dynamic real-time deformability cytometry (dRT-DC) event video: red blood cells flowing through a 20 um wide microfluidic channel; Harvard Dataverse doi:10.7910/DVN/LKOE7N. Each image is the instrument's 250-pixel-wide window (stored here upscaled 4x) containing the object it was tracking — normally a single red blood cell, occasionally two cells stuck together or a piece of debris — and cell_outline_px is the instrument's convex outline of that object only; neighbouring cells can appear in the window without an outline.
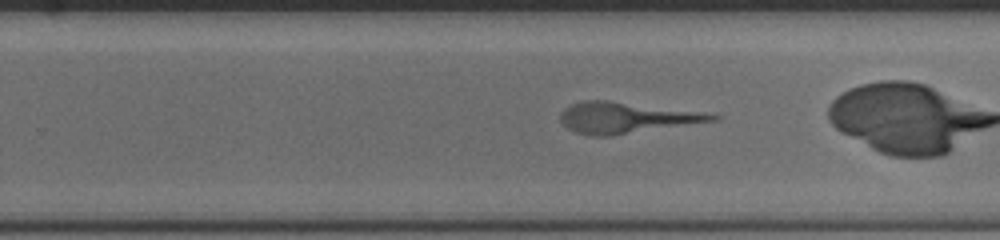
{"species": "human", "species_latin": "Homo sapiens", "temperature_condition": "cold", "stored_images_in_passage": 44, "camera_frame_rate_fps": 3000, "um_per_image_px": 0.085, "donor": {"sex": "female"}, "frame": {"image": 1, "passage_image": 35, "time_ms": 11.333, "image_size_px": [1000, 240], "cell_outline_px": [[720, 120], [612, 136], [588, 136], [576, 132], [568, 128], [560, 120], [560, 112], [564, 108], [580, 100], [608, 100], [704, 112], [720, 116]], "centroid_in_image_um": [53.22, 10.0], "position_along_channel_um": 276.6, "area_um2": 27.63}}